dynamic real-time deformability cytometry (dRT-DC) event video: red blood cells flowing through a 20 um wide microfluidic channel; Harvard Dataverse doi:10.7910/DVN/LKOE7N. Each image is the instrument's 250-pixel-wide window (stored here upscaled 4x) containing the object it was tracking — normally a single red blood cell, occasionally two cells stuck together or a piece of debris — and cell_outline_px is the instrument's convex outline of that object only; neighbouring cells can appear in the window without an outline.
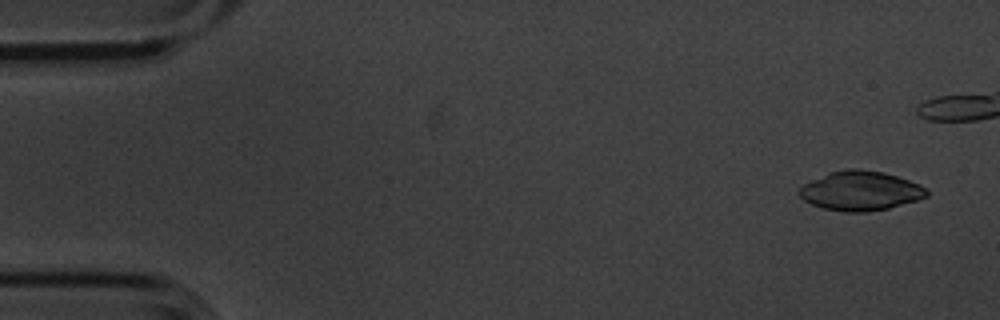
{"species": "common noctule bat (a hibernating species)", "species_latin": "Nyctalus noctula", "temperature_condition": "cold", "stored_images_in_passage": 5, "camera_frame_rate_fps": 3000, "um_per_image_px": 0.085, "animal": {"sex": "male", "body_mass_g": 20.1, "forearm_length_mm": 53.5}, "frame": {"image": 1, "passage_image": 1, "time_ms": 0.0, "image_size_px": [1000, 320], "cell_outline_px": [[928, 196], [916, 200], [888, 208], [868, 212], [844, 212], [824, 208], [812, 204], [804, 200], [796, 192], [804, 184], [812, 180], [832, 172], [844, 168], [860, 168], [880, 172], [896, 176], [920, 184], [928, 192]], "centroid_in_image_um": [73.12, 16.22], "position_along_channel_um": 11.9, "area_um2": 29.02}}